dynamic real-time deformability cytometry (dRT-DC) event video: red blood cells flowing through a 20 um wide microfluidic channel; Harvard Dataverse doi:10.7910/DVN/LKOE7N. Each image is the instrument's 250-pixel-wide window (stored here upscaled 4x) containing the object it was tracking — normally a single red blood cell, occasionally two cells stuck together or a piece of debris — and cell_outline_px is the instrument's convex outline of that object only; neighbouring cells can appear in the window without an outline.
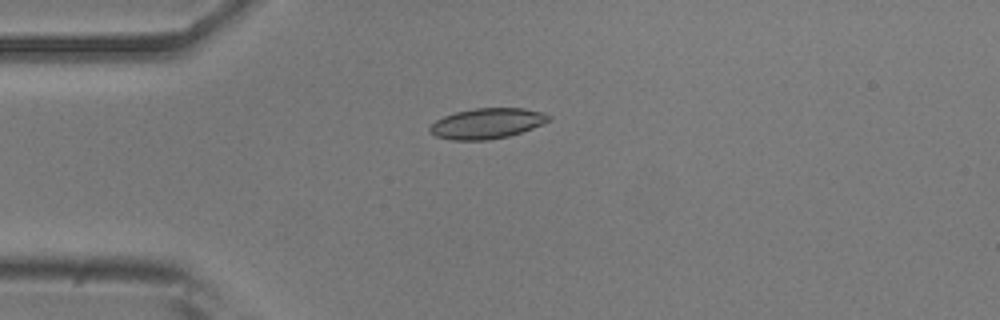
{"species": "common noctule bat (a hibernating species)", "species_latin": "Nyctalus noctula", "temperature_condition": "room temperature", "stored_images_in_passage": 53, "camera_frame_rate_fps": 3000, "um_per_image_px": 0.085, "animal": {"sex": "male", "body_mass_g": 20.5, "forearm_length_mm": 52.5}, "frame": {"image": 1, "passage_image": 13, "time_ms": 4.0, "image_size_px": [1000, 320], "cell_outline_px": [[552, 120], [532, 128], [508, 136], [488, 140], [452, 140], [436, 136], [428, 128], [436, 120], [444, 116], [456, 112], [476, 108], [524, 108], [544, 112], [552, 116]], "centroid_in_image_um": [41.43, 10.48], "position_along_channel_um": 43.6, "area_um2": 21.04}}
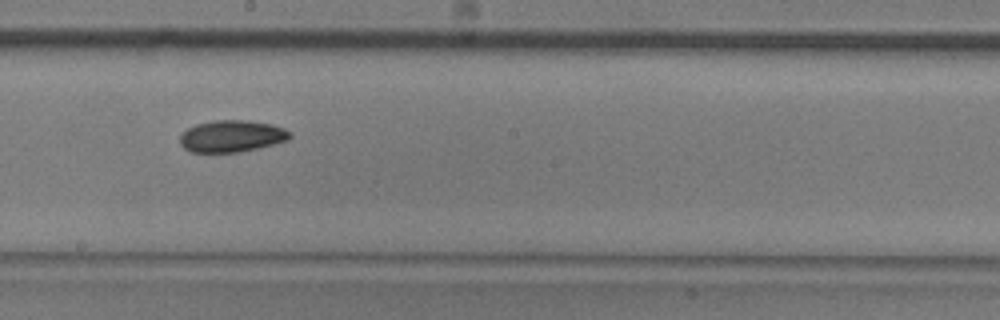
{"frame": {"image": 2, "passage_image": 29, "time_ms": 9.333, "image_size_px": [1000, 320], "cell_outline_px": [[292, 136], [288, 140], [240, 152], [192, 152], [184, 148], [180, 144], [180, 136], [188, 128], [196, 124], [212, 120], [248, 120], [272, 124], [284, 128], [292, 132]], "centroid_in_image_um": [19.71, 11.56], "position_along_channel_um": 228.5, "area_um2": 20.4}}
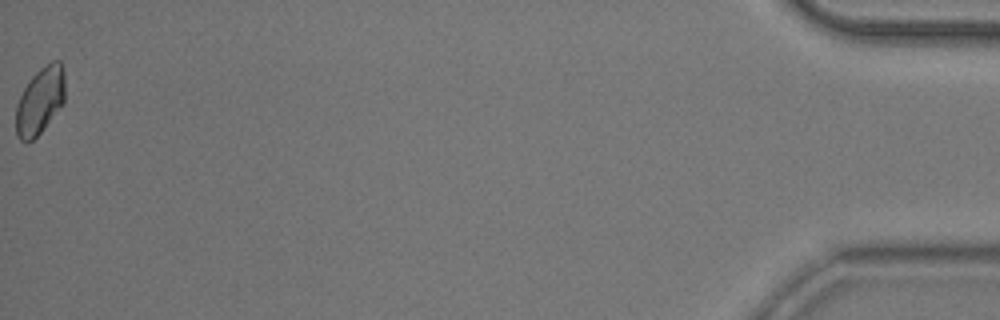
{"frame": {"image": 3, "passage_image": 53, "time_ms": 17.333, "image_size_px": [1000, 320], "cell_outline_px": [[64, 104], [40, 132], [28, 144], [20, 140], [16, 132], [16, 104], [24, 88], [32, 76], [40, 68], [52, 60], [60, 60], [64, 72]], "centroid_in_image_um": [3.41, 8.56], "position_along_channel_um": 431.8, "area_um2": 19.19}, "authors_computed_cell_mechanics": {"area_um2": 20.1722, "velocity_mm_per_s": 3.8037, "shape_relaxation_time_tau1_ms": 6.4047, "shape_relaxation_time_tau2_ms": null, "deformation_change_tau1": 0.1048, "deformation_change_tau2": null}}